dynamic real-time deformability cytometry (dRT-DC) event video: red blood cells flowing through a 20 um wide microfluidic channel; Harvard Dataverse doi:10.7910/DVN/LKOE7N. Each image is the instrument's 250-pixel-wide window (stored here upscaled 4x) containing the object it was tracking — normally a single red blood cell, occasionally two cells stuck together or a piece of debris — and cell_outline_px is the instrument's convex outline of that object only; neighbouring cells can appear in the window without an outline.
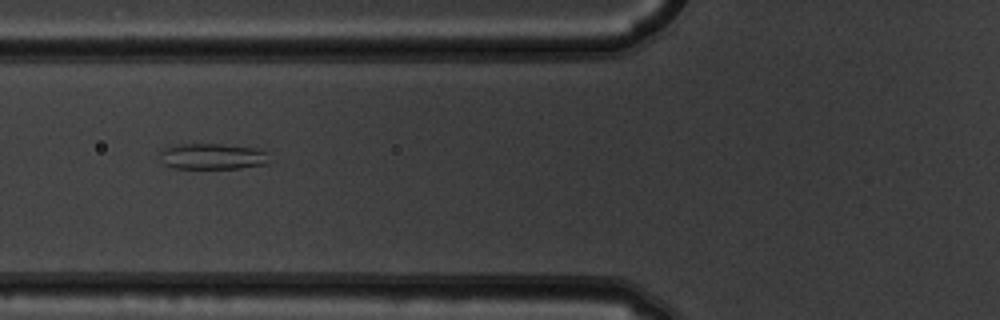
{"species": "common noctule bat (a hibernating species)", "species_latin": "Nyctalus noctula", "temperature_condition": "warm", "stored_images_in_passage": 8, "camera_frame_rate_fps": 3000, "um_per_image_px": 0.085, "animal": {"sex": "male", "body_mass_g": 19.5, "forearm_length_mm": 54.6}, "frame": {"image": 1, "passage_image": 6, "time_ms": 1.667, "image_size_px": [1000, 320], "cell_outline_px": [[268, 164], [240, 168], [172, 168], [164, 164], [156, 156], [164, 148], [180, 144], [224, 144], [256, 148], [268, 152]], "centroid_in_image_um": [18.04, 13.29], "position_along_channel_um": 107.8, "area_um2": 16.76}}
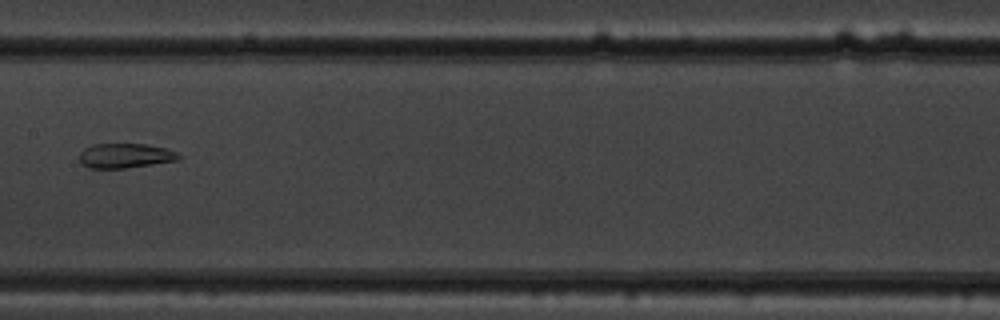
{"frame": {"image": 2, "passage_image": 8, "time_ms": 2.333, "image_size_px": [1000, 320], "cell_outline_px": [[184, 156], [180, 160], [124, 168], [88, 168], [80, 164], [80, 152], [84, 148], [92, 144], [144, 144], [164, 148], [176, 152]], "centroid_in_image_um": [10.64, 13.24], "position_along_channel_um": 196.8, "area_um2": 14.33}}